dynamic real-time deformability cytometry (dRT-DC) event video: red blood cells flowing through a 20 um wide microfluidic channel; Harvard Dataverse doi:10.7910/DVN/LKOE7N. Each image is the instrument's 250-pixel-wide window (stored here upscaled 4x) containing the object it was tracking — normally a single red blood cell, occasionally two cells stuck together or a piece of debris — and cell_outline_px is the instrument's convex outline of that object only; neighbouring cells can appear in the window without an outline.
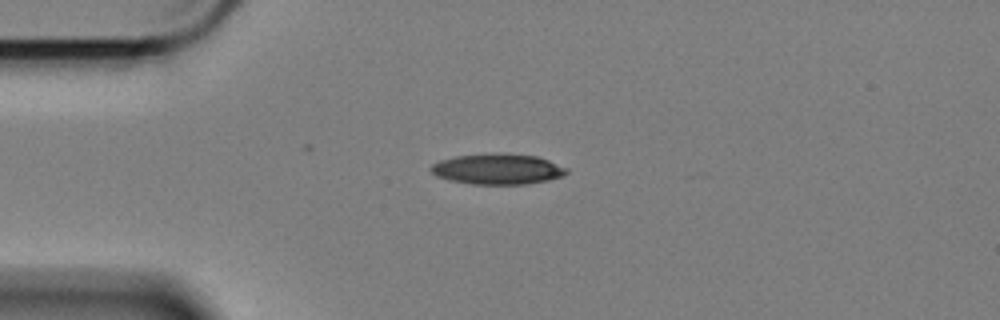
{"species": "Egyptian fruit bat (a non-hibernating species)", "species_latin": "Rousettus aegyptiacus", "temperature_condition": "cold", "stored_images_in_passage": 37, "camera_frame_rate_fps": 3000, "um_per_image_px": 0.085, "animal": {"sex": "female"}, "frame": {"image": 1, "passage_image": 1, "time_ms": 0.0, "image_size_px": [1000, 320], "cell_outline_px": [[568, 172], [564, 176], [548, 180], [528, 184], [472, 184], [452, 180], [436, 176], [428, 168], [432, 164], [440, 160], [456, 156], [500, 152], [536, 156], [548, 160], [568, 168]], "centroid_in_image_um": [42.32, 14.36], "position_along_channel_um": 42.7, "area_um2": 24.33}}
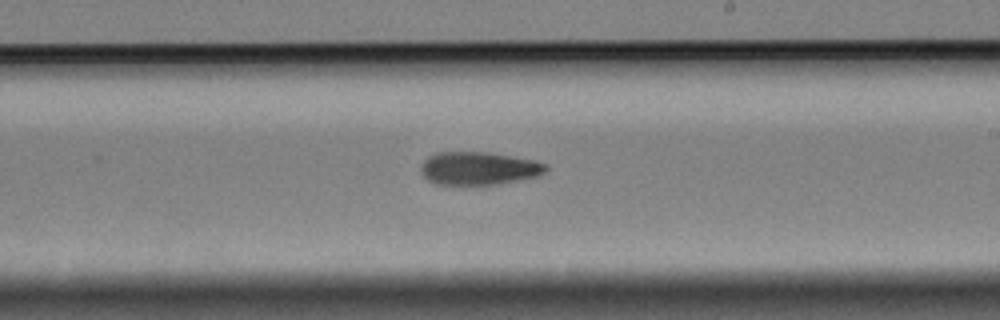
{"frame": {"image": 2, "passage_image": 21, "time_ms": 6.667, "image_size_px": [1000, 320], "cell_outline_px": [[548, 168], [544, 172], [536, 176], [496, 184], [436, 184], [428, 180], [420, 172], [420, 164], [428, 156], [436, 152], [488, 152], [532, 160], [548, 164]], "centroid_in_image_um": [40.64, 14.3], "position_along_channel_um": 248.4, "area_um2": 23.87}}
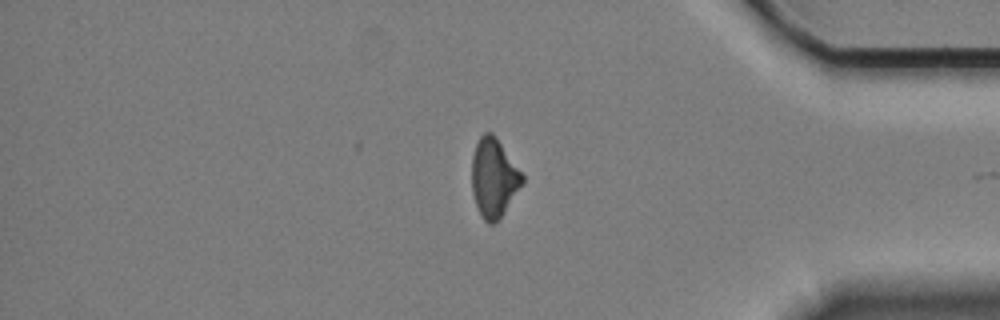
{"frame": {"image": 3, "passage_image": 36, "time_ms": 11.667, "image_size_px": [1000, 320], "cell_outline_px": [[524, 180], [504, 212], [492, 224], [488, 224], [480, 216], [472, 192], [472, 156], [476, 144], [480, 136], [484, 132], [492, 132], [496, 136], [524, 176]], "centroid_in_image_um": [41.95, 15.09], "position_along_channel_um": 393.2, "area_um2": 22.89}}